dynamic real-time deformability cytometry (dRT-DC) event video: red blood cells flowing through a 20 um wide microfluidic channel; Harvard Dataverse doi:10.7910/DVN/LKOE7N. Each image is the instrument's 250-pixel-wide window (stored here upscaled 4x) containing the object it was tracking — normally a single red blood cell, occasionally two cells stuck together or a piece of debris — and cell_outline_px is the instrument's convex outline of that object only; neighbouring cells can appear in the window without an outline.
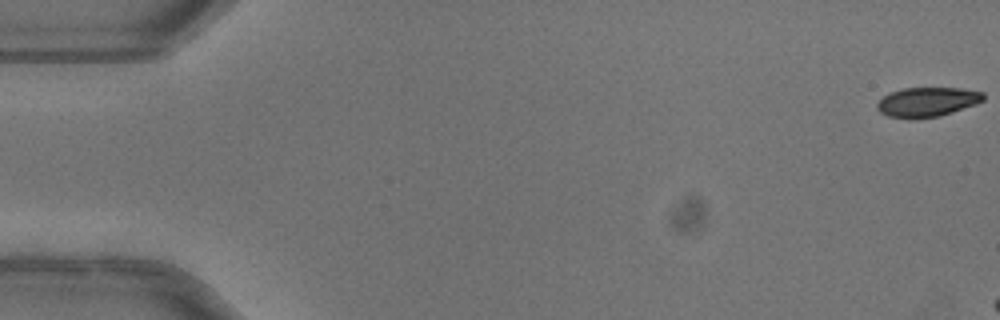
{"species": "common noctule bat (a hibernating species)", "species_latin": "Nyctalus noctula", "temperature_condition": "warm", "stored_images_in_passage": 7, "camera_frame_rate_fps": 3000, "um_per_image_px": 0.085, "animal": {"sex": "female"}, "frame": {"image": 1, "passage_image": 1, "time_ms": 0.0, "image_size_px": [1000, 320], "cell_outline_px": [[984, 100], [976, 104], [940, 116], [916, 120], [912, 120], [888, 116], [880, 112], [876, 108], [876, 104], [888, 92], [904, 88], [960, 88], [984, 92]], "centroid_in_image_um": [78.79, 8.68], "position_along_channel_um": 6.2, "area_um2": 18.55}}